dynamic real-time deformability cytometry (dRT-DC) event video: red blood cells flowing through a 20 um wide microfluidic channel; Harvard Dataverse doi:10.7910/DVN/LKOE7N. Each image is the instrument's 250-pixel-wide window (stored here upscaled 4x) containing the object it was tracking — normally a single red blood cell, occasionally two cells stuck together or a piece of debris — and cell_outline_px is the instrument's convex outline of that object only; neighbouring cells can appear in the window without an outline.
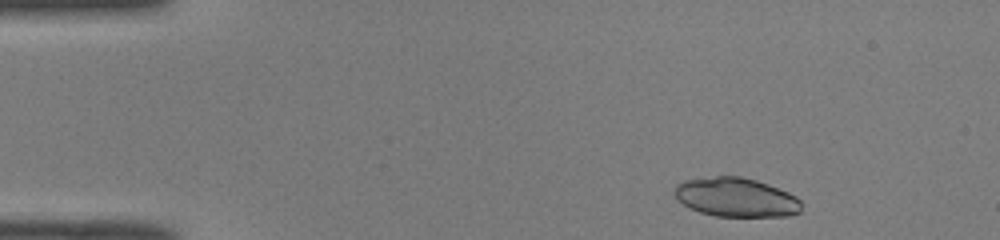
{"species": "common noctule bat (a hibernating species)", "species_latin": "Nyctalus noctula", "temperature_condition": "room temperature", "stored_images_in_passage": 44, "camera_frame_rate_fps": 3000, "um_per_image_px": 0.085, "animal": {"sex": "male", "body_mass_g": 19.0, "forearm_length_mm": 50.8}, "frame": {"image": 1, "passage_image": 1, "time_ms": 0.0, "image_size_px": [1000, 240], "cell_outline_px": [[800, 212], [788, 216], [716, 216], [700, 212], [684, 204], [672, 192], [676, 184], [684, 180], [716, 176], [740, 176], [756, 180], [768, 184], [788, 192], [796, 196], [800, 200]], "centroid_in_image_um": [62.56, 16.76], "position_along_channel_um": 22.4, "area_um2": 28.78}}